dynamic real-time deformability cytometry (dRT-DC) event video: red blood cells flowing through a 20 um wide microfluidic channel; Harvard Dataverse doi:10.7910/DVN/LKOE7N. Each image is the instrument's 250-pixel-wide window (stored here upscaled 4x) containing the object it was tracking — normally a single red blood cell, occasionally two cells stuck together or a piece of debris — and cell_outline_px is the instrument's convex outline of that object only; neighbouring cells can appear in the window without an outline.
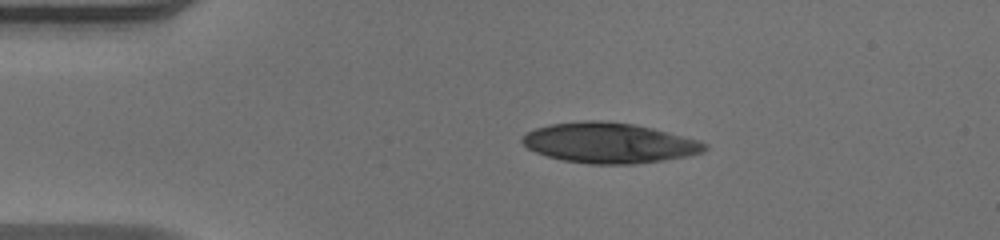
{"species": "human", "species_latin": "Homo sapiens", "temperature_condition": "warm", "stored_images_in_passage": 42, "camera_frame_rate_fps": 3000, "um_per_image_px": 0.085, "donor": {"sex": "male"}, "frame": {"image": 1, "passage_image": 1, "time_ms": 0.0, "image_size_px": [1000, 240], "cell_outline_px": [[696, 148], [688, 152], [648, 160], [572, 160], [552, 156], [540, 152], [532, 148], [524, 140], [532, 132], [544, 128], [560, 124], [624, 124], [640, 128], [652, 132]], "centroid_in_image_um": [51.3, 12.13], "position_along_channel_um": 33.7, "area_um2": 33.41}}
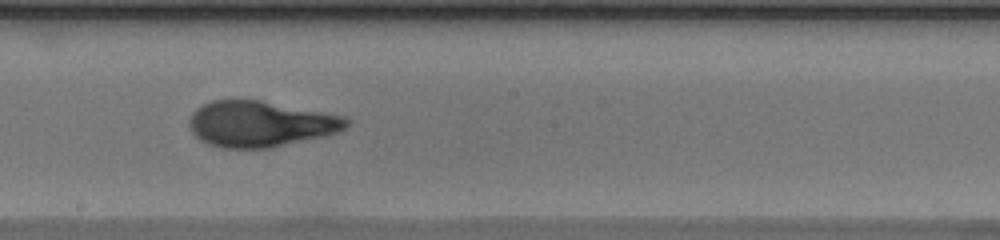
{"frame": {"image": 2, "passage_image": 19, "time_ms": 6.0, "image_size_px": [1000, 240], "cell_outline_px": [[344, 124], [336, 128], [324, 132], [272, 144], [224, 144], [212, 140], [204, 136], [196, 128], [196, 116], [204, 108], [216, 104], [260, 104], [324, 116], [340, 120]], "centroid_in_image_um": [22.05, 10.54], "position_along_channel_um": 226.2, "area_um2": 31.5}}
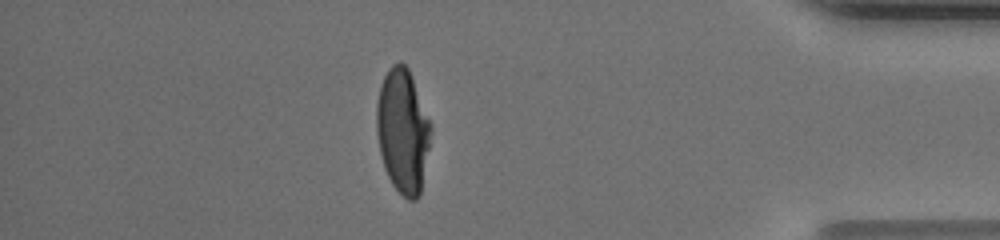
{"frame": {"image": 3, "passage_image": 35, "time_ms": 11.333, "image_size_px": [1000, 240], "cell_outline_px": [[428, 128], [420, 188], [416, 196], [408, 196], [400, 192], [392, 180], [388, 172], [384, 160], [380, 144], [380, 92], [384, 80], [388, 72], [396, 64], [400, 64], [408, 72], [428, 124]], "centroid_in_image_um": [34.22, 11.13], "position_along_channel_um": 401.0, "area_um2": 33.7}, "authors_computed_cell_mechanics": {"area_um2": 33.5818, "velocity_mm_per_s": 4.0076, "shape_relaxation_time_tau1_ms": null, "shape_relaxation_time_tau2_ms": 0.9696, "deformation_change_tau1": null, "deformation_change_tau2": 0.0717}}